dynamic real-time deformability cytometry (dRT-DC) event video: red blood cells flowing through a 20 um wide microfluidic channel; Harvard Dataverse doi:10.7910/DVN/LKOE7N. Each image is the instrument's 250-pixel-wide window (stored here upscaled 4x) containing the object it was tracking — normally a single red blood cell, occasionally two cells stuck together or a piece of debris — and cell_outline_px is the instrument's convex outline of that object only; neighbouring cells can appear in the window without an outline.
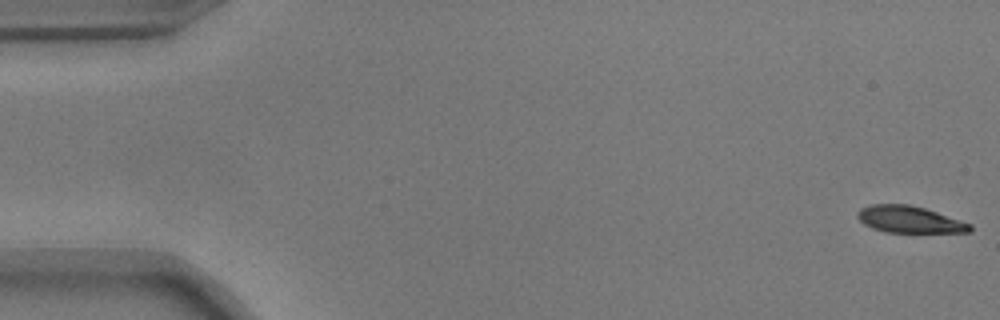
{"species": "common noctule bat (a hibernating species)", "species_latin": "Nyctalus noctula", "temperature_condition": "warm", "stored_images_in_passage": 46, "camera_frame_rate_fps": 3000, "um_per_image_px": 0.085, "animal": {"sex": "male", "body_mass_g": 17.9}, "frame": {"image": 1, "passage_image": 1, "time_ms": 0.0, "image_size_px": [1000, 320], "cell_outline_px": [[972, 232], [884, 232], [872, 228], [864, 224], [856, 216], [856, 212], [860, 208], [872, 204], [908, 204], [924, 208], [972, 224]], "centroid_in_image_um": [77.27, 18.65], "position_along_channel_um": 7.7, "area_um2": 17.51}}
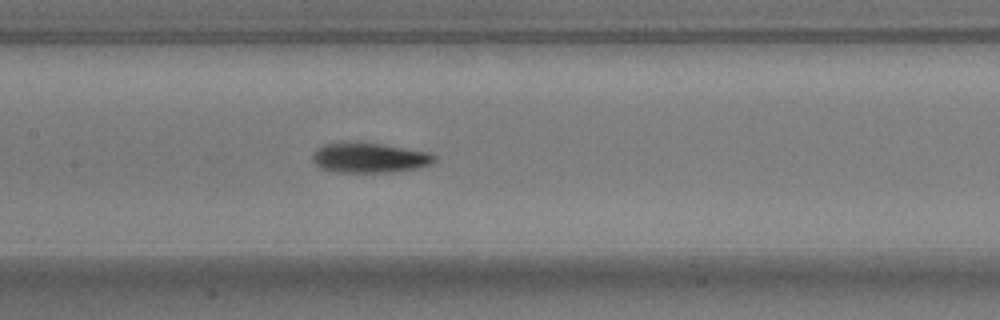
{"frame": {"image": 2, "passage_image": 26, "time_ms": 8.333, "image_size_px": [1000, 320], "cell_outline_px": [[436, 160], [432, 164], [416, 168], [396, 172], [336, 172], [320, 168], [312, 160], [312, 152], [324, 144], [340, 140], [356, 140], [384, 144], [428, 152], [436, 156]], "centroid_in_image_um": [31.35, 13.37], "position_along_channel_um": 176.0, "area_um2": 22.02}}
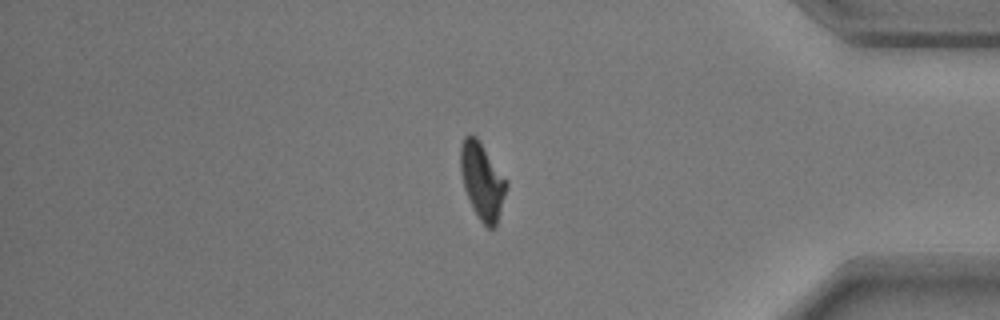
{"frame": {"image": 3, "passage_image": 46, "time_ms": 15.0, "image_size_px": [1000, 320], "cell_outline_px": [[508, 184], [496, 228], [488, 228], [480, 220], [472, 208], [464, 188], [460, 172], [460, 144], [464, 136], [472, 132], [476, 136], [508, 180]], "centroid_in_image_um": [40.98, 15.36], "position_along_channel_um": 394.2, "area_um2": 20.81}, "authors_computed_cell_mechanics": {"area_um2": 20.4901, "velocity_mm_per_s": 3.7094, "shape_relaxation_time_tau1_ms": 2.8837, "shape_relaxation_time_tau2_ms": 4.9459, "deformation_change_tau1": 0.1512, "deformation_change_tau2": 0.1103}}